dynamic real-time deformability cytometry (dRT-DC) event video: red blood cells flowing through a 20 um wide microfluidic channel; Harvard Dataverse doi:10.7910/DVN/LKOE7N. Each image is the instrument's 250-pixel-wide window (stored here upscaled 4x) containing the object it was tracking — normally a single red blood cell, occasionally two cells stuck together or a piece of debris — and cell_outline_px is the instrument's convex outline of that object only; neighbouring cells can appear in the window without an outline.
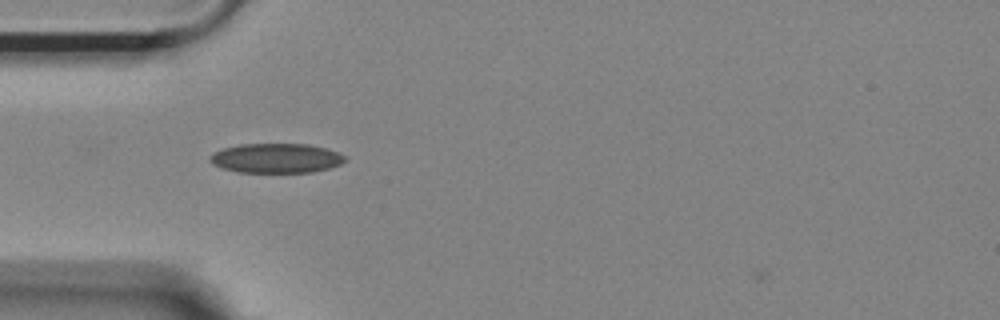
{"species": "Egyptian fruit bat (a non-hibernating species)", "species_latin": "Rousettus aegyptiacus", "temperature_condition": "room temperature", "stored_images_in_passage": 40, "camera_frame_rate_fps": 3000, "um_per_image_px": 0.085, "animal": {"sex": "female"}, "frame": {"image": 1, "passage_image": 6, "time_ms": 1.667, "image_size_px": [1000, 320], "cell_outline_px": [[348, 160], [340, 164], [328, 168], [312, 172], [236, 172], [220, 168], [212, 164], [208, 160], [208, 156], [212, 152], [224, 148], [240, 144], [308, 144], [340, 152]], "centroid_in_image_um": [23.43, 13.44], "position_along_channel_um": 61.6, "area_um2": 23.47}}
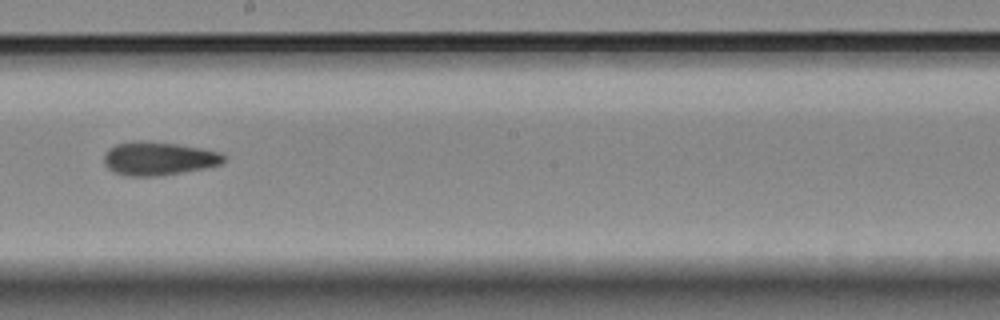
{"frame": {"image": 2, "passage_image": 20, "time_ms": 6.333, "image_size_px": [1000, 320], "cell_outline_px": [[224, 160], [220, 164], [204, 168], [156, 176], [128, 176], [116, 172], [108, 168], [104, 164], [104, 156], [108, 148], [116, 144], [128, 140], [144, 140], [180, 144], [220, 152], [224, 156]], "centroid_in_image_um": [13.43, 13.45], "position_along_channel_um": 234.8, "area_um2": 23.35}}
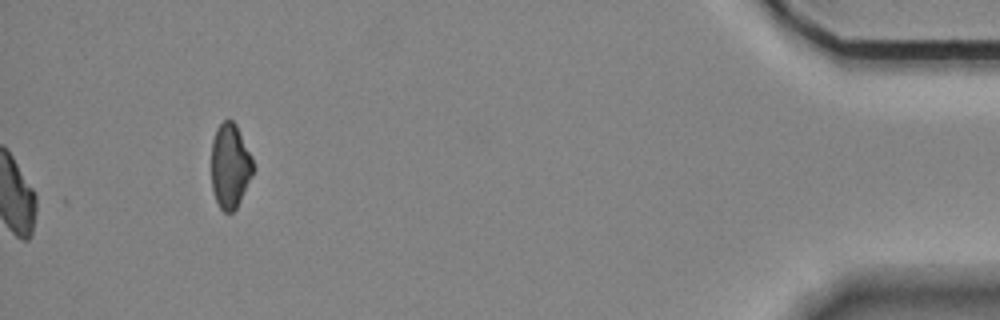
{"frame": {"image": 3, "passage_image": 40, "time_ms": 13.0, "image_size_px": [1000, 320], "cell_outline_px": [[252, 176], [236, 208], [232, 212], [224, 212], [220, 208], [216, 200], [212, 188], [212, 140], [216, 128], [224, 120], [232, 120], [236, 124], [252, 156]], "centroid_in_image_um": [19.55, 14.09], "position_along_channel_um": 415.7, "area_um2": 20.4}, "authors_computed_cell_mechanics": {"area_um2": 22.5709, "velocity_mm_per_s": 3.7195, "shape_relaxation_time_tau1_ms": 7.7807, "shape_relaxation_time_tau2_ms": 3.2006, "deformation_change_tau1": 0.1352, "deformation_change_tau2": 0.1005}}